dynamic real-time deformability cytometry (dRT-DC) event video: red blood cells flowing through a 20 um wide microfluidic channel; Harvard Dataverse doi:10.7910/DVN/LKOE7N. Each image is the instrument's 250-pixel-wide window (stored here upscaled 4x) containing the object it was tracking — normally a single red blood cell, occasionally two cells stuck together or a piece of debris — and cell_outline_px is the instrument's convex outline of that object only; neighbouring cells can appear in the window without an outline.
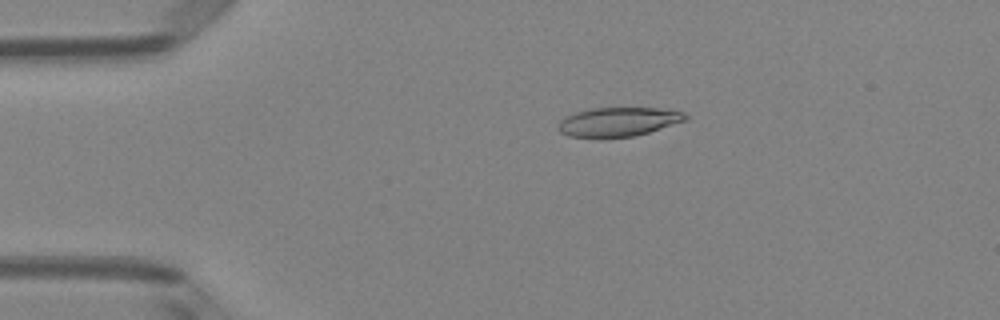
{"species": "Egyptian fruit bat (a non-hibernating species)", "species_latin": "Rousettus aegyptiacus", "temperature_condition": "room temperature", "stored_images_in_passage": 49, "camera_frame_rate_fps": 3000, "um_per_image_px": 0.085, "animal": {"sex": "female"}, "frame": {"image": 1, "passage_image": 9, "time_ms": 2.667, "image_size_px": [1000, 320], "cell_outline_px": [[688, 120], [648, 132], [632, 136], [600, 140], [568, 136], [560, 132], [556, 128], [560, 120], [576, 112], [592, 108], [660, 108], [684, 112], [688, 116]], "centroid_in_image_um": [52.52, 10.39], "position_along_channel_um": 32.5, "area_um2": 22.08}}
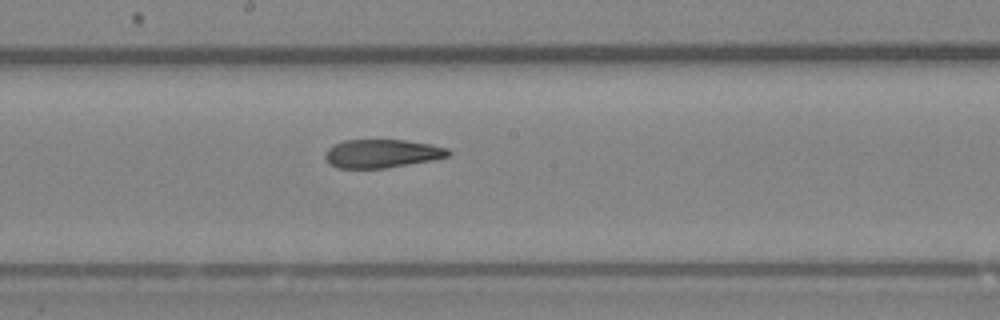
{"frame": {"image": 2, "passage_image": 26, "time_ms": 8.333, "image_size_px": [1000, 320], "cell_outline_px": [[452, 152], [448, 156], [432, 160], [384, 168], [336, 168], [324, 156], [324, 152], [328, 148], [344, 140], [404, 140], [432, 144], [448, 148]], "centroid_in_image_um": [32.48, 13.04], "position_along_channel_um": 215.7, "area_um2": 20.29}}
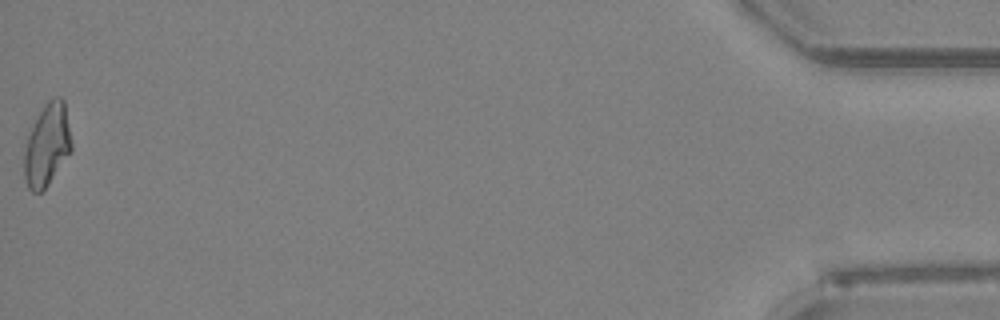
{"frame": {"image": 3, "passage_image": 49, "time_ms": 16.0, "image_size_px": [1000, 320], "cell_outline_px": [[72, 152], [48, 184], [40, 192], [32, 192], [28, 188], [24, 176], [24, 152], [28, 136], [44, 104], [48, 100], [56, 96], [60, 96], [64, 100], [72, 144]], "centroid_in_image_um": [4.02, 12.33], "position_along_channel_um": 431.2, "area_um2": 22.54}, "authors_computed_cell_mechanics": {"area_um2": 21.8484, "velocity_mm_per_s": 4.0741, "shape_relaxation_time_tau1_ms": null, "shape_relaxation_time_tau2_ms": 3.1697, "deformation_change_tau1": null, "deformation_change_tau2": 0.1064}}